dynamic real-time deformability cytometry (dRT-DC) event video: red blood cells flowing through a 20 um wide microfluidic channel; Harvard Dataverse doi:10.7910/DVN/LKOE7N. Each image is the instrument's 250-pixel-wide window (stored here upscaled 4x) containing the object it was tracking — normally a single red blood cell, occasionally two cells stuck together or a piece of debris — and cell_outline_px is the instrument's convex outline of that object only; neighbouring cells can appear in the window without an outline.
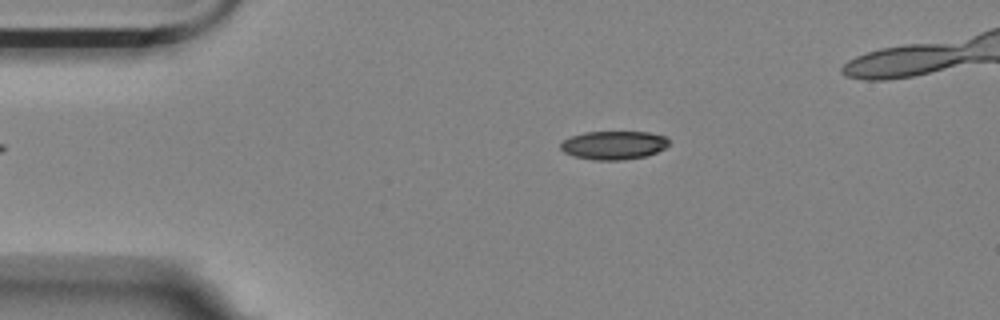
{"species": "Egyptian fruit bat (a non-hibernating species)", "species_latin": "Rousettus aegyptiacus", "temperature_condition": "room temperature", "stored_images_in_passage": 2, "camera_frame_rate_fps": 3000, "um_per_image_px": 0.085, "animal": {"sex": "female"}, "frame": {"image": 1, "passage_image": 2, "time_ms": 1.0, "image_size_px": [1000, 320], "cell_outline_px": [[668, 144], [664, 148], [656, 152], [644, 156], [624, 160], [592, 160], [572, 156], [564, 152], [560, 148], [560, 144], [564, 140], [572, 136], [584, 132], [648, 132], [664, 136], [668, 140]], "centroid_in_image_um": [52.12, 12.34], "position_along_channel_um": 32.9, "area_um2": 17.92}}